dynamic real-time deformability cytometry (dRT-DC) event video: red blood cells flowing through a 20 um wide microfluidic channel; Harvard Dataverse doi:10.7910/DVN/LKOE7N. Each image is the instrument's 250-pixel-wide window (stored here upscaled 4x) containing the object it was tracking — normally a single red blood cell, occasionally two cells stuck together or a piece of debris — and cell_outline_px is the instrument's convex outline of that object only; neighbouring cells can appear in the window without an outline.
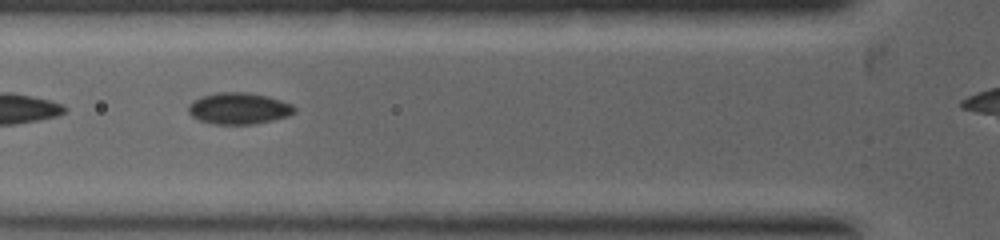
{"species": "common noctule bat (a hibernating species)", "species_latin": "Nyctalus noctula", "temperature_condition": "warm", "stored_images_in_passage": 7, "camera_frame_rate_fps": 5000, "um_per_image_px": 0.085, "animal": {"sex": "female", "body_mass_g": 19.0, "forearm_length_mm": 53.3}, "frame": {"image": 1, "passage_image": 4, "time_ms": 1.0, "image_size_px": [1000, 240], "cell_outline_px": [[296, 112], [288, 116], [272, 120], [252, 124], [216, 124], [200, 120], [192, 116], [188, 112], [188, 104], [192, 100], [200, 96], [216, 92], [248, 92], [268, 96], [292, 104], [296, 108]], "centroid_in_image_um": [20.29, 9.2], "position_along_channel_um": 105.5, "area_um2": 19.59}}
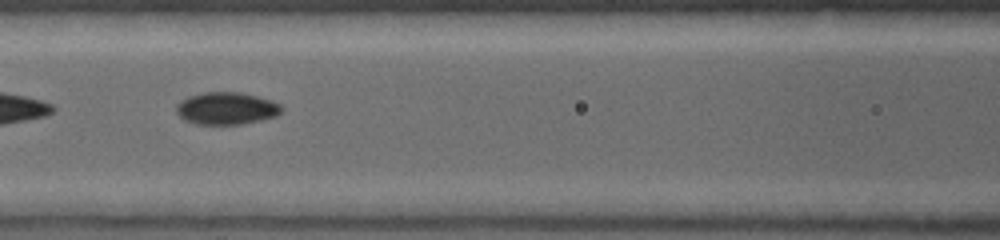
{"frame": {"image": 2, "passage_image": 6, "time_ms": 1.6, "image_size_px": [1000, 240], "cell_outline_px": [[284, 108], [276, 116], [260, 120], [240, 124], [196, 124], [184, 120], [176, 112], [176, 104], [188, 96], [204, 92], [240, 92], [272, 100], [280, 104]], "centroid_in_image_um": [19.24, 9.21], "position_along_channel_um": 147.4, "area_um2": 19.83}}